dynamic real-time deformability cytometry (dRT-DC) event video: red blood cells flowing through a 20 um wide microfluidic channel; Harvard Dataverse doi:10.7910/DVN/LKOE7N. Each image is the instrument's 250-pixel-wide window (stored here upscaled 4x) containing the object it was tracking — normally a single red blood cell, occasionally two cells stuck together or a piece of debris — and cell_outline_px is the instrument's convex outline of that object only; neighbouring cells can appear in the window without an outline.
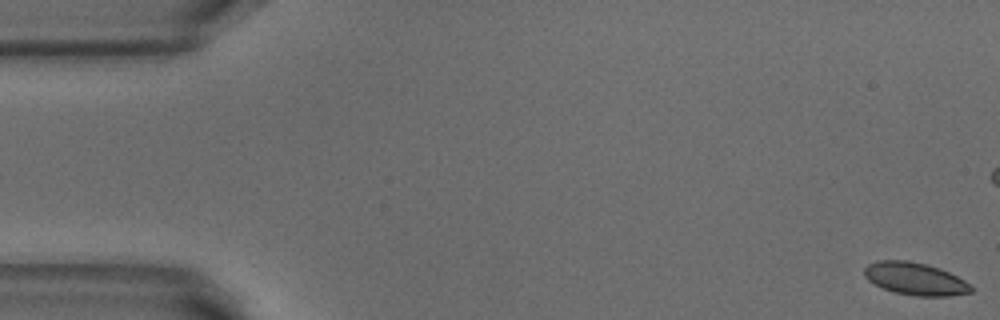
{"species": "common noctule bat (a hibernating species)", "species_latin": "Nyctalus noctula", "temperature_condition": "warm", "stored_images_in_passage": 53, "camera_frame_rate_fps": 3000, "um_per_image_px": 0.085, "animal": {"sex": "male", "body_mass_g": 18.8}, "frame": {"image": 1, "passage_image": 1, "time_ms": 0.0, "image_size_px": [1000, 320], "cell_outline_px": [[972, 292], [948, 296], [916, 296], [896, 292], [884, 288], [868, 280], [864, 276], [864, 268], [868, 264], [876, 260], [908, 260], [928, 264], [940, 268], [972, 284]], "centroid_in_image_um": [77.8, 23.68], "position_along_channel_um": 7.2, "area_um2": 20.23}}
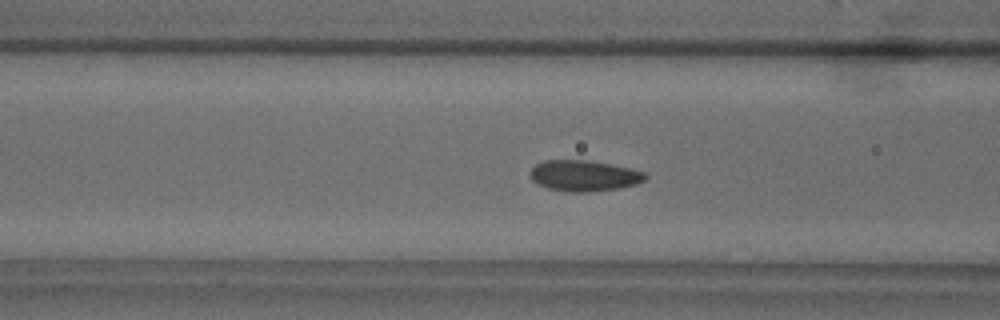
{"frame": {"image": 2, "passage_image": 20, "time_ms": 6.333, "image_size_px": [1000, 320], "cell_outline_px": [[648, 176], [644, 180], [636, 184], [620, 188], [588, 192], [564, 192], [548, 188], [536, 184], [532, 180], [532, 168], [536, 164], [544, 160], [588, 160], [612, 164], [644, 172]], "centroid_in_image_um": [49.64, 14.94], "position_along_channel_um": 117.0, "area_um2": 20.75}}
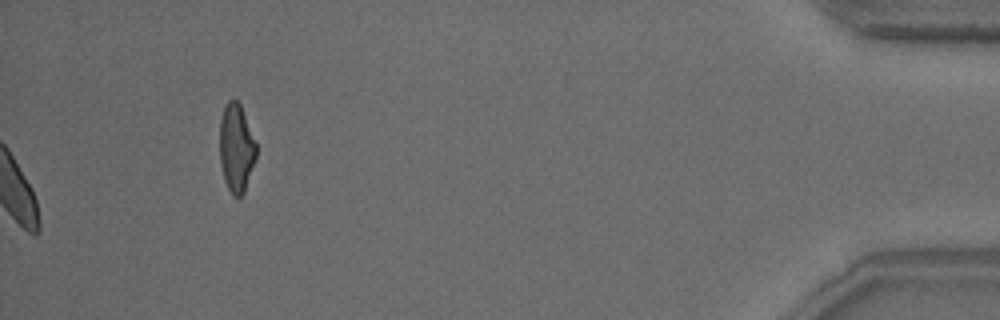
{"frame": {"image": 3, "passage_image": 53, "time_ms": 17.333, "image_size_px": [1000, 320], "cell_outline_px": [[256, 156], [244, 192], [240, 196], [232, 196], [224, 180], [220, 164], [220, 120], [224, 108], [228, 100], [236, 100], [240, 104], [256, 144]], "centroid_in_image_um": [20.07, 12.6], "position_along_channel_um": 415.1, "area_um2": 18.5}, "authors_computed_cell_mechanics": {"area_um2": 20.23, "velocity_mm_per_s": 3.8526, "shape_relaxation_time_tau1_ms": 2.3513, "shape_relaxation_time_tau2_ms": 1.042, "deformation_change_tau1": 0.0794, "deformation_change_tau2": 0.0399}}